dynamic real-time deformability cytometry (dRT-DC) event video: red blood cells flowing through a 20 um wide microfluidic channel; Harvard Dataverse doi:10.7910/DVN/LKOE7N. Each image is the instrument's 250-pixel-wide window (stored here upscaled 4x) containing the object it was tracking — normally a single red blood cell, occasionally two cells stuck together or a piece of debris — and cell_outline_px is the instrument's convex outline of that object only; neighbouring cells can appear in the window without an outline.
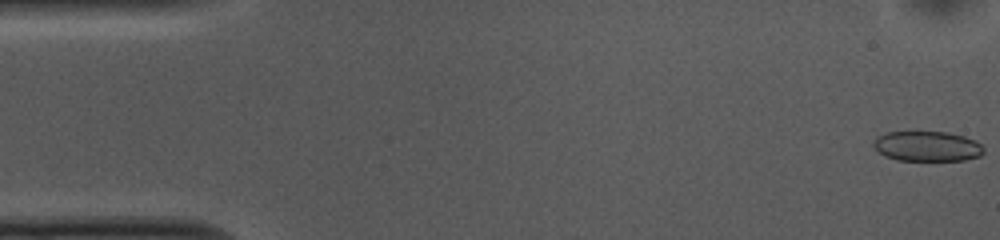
{"species": "common noctule bat (a hibernating species)", "species_latin": "Nyctalus noctula", "temperature_condition": "cold", "stored_images_in_passage": 39, "camera_frame_rate_fps": 3000, "um_per_image_px": 0.085, "animal": {"sex": "female", "body_mass_g": 10.0, "forearm_length_mm": 53.1}, "frame": {"image": 1, "passage_image": 1, "time_ms": 0.0, "image_size_px": [1000, 240], "cell_outline_px": [[984, 152], [980, 156], [964, 160], [896, 160], [884, 156], [872, 144], [876, 136], [888, 132], [948, 132], [964, 136], [976, 140], [984, 148]], "centroid_in_image_um": [78.82, 12.43], "position_along_channel_um": 6.2, "area_um2": 19.36}}
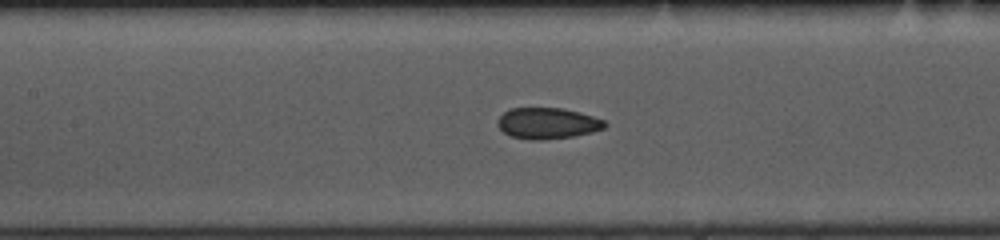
{"frame": {"image": 2, "passage_image": 23, "time_ms": 7.333, "image_size_px": [1000, 240], "cell_outline_px": [[608, 124], [604, 128], [592, 132], [572, 136], [540, 140], [532, 140], [512, 136], [504, 132], [496, 124], [496, 120], [504, 112], [512, 108], [564, 108], [580, 112], [604, 120]], "centroid_in_image_um": [46.53, 10.47], "position_along_channel_um": 160.9, "area_um2": 19.36}}
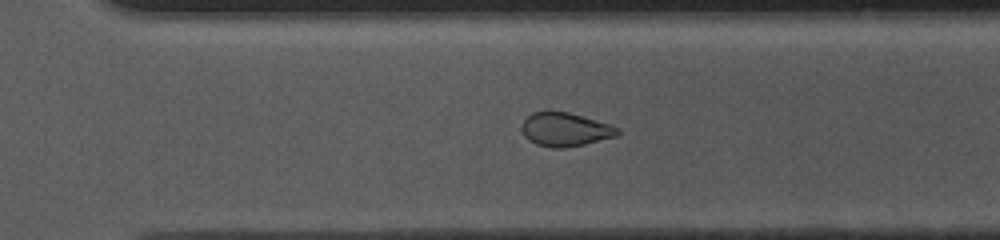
{"frame": {"image": 3, "passage_image": 36, "time_ms": 11.667, "image_size_px": [1000, 240], "cell_outline_px": [[620, 132], [616, 136], [584, 144], [564, 148], [552, 148], [536, 144], [528, 140], [524, 136], [520, 128], [524, 120], [532, 112], [568, 112], [608, 124], [620, 128]], "centroid_in_image_um": [48.01, 11.02], "position_along_channel_um": 322.6, "area_um2": 18.61}, "authors_computed_cell_mechanics": {"area_um2": 19.652, "velocity_mm_per_s": 3.746, "shape_relaxation_time_tau1_ms": null, "shape_relaxation_time_tau2_ms": 3.6681, "deformation_change_tau1": null, "deformation_change_tau2": 0.0886}}